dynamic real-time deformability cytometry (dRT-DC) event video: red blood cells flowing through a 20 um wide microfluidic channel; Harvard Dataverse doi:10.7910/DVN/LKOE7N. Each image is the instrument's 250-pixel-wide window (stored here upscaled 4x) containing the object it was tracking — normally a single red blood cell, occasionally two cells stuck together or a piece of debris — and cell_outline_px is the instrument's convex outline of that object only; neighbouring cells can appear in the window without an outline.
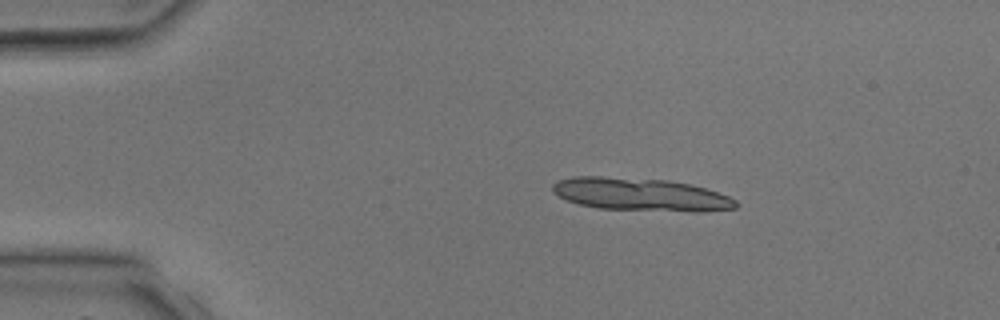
{"species": "common noctule bat (a hibernating species)", "species_latin": "Nyctalus noctula", "temperature_condition": "room temperature", "stored_images_in_passage": 2, "camera_frame_rate_fps": 3000, "um_per_image_px": 0.085, "animal": {"sex": "male", "body_mass_g": 17.9, "forearm_length_mm": 54.2}, "frame": {"image": 1, "passage_image": 1, "time_ms": 0.0, "image_size_px": [1000, 320], "cell_outline_px": [[740, 204], [736, 208], [704, 212], [692, 212], [596, 208], [580, 204], [568, 200], [552, 192], [552, 184], [556, 180], [572, 176], [604, 176], [668, 180], [692, 184], [728, 196], [736, 200]], "centroid_in_image_um": [54.46, 16.53], "position_along_channel_um": 30.5, "area_um2": 35.43}}